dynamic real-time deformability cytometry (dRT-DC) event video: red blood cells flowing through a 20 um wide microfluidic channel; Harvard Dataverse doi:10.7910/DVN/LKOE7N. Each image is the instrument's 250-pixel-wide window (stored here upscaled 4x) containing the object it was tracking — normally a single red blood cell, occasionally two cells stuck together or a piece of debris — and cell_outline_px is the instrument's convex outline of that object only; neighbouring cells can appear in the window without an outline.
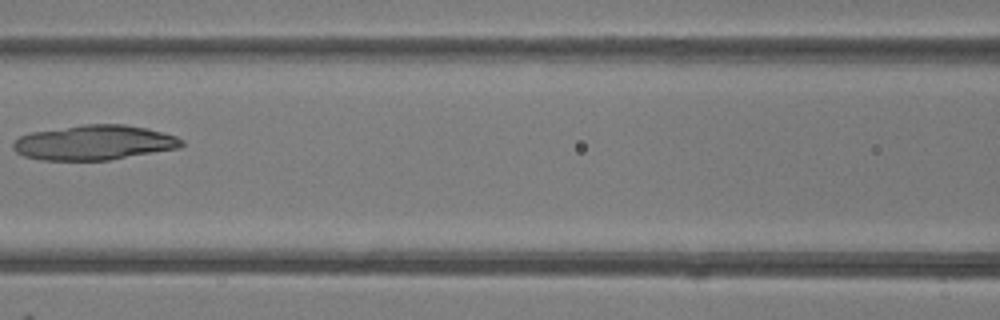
{"species": "common noctule bat (a hibernating species)", "species_latin": "Nyctalus noctula", "temperature_condition": "room temperature", "stored_images_in_passage": 6, "camera_frame_rate_fps": 3000, "um_per_image_px": 0.085, "animal": {"sex": "female"}, "frame": {"image": 1, "passage_image": 6, "time_ms": 6.667, "image_size_px": [1000, 320], "cell_outline_px": [[184, 144], [180, 148], [108, 160], [40, 160], [24, 156], [16, 152], [12, 148], [12, 144], [20, 136], [32, 132], [84, 124], [124, 124], [148, 128], [176, 136], [184, 140]], "centroid_in_image_um": [8.02, 12.12], "position_along_channel_um": 158.6, "area_um2": 34.28}}